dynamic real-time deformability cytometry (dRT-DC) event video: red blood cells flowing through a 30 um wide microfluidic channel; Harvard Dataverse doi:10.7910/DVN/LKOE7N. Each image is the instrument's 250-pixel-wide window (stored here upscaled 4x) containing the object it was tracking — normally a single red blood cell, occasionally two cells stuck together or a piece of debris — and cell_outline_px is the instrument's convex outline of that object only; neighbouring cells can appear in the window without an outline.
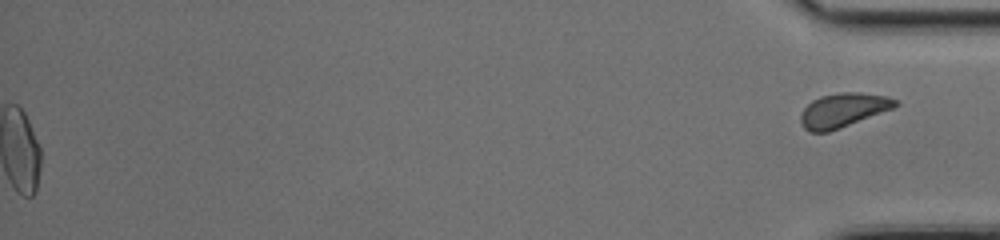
{"species": "common noctule bat (a hibernating species)", "species_latin": "Nyctalus noctula", "temperature_condition": "cold", "stored_images_in_passage": 42, "segment_of_instrument_passage": [2, 2], "camera_frame_rate_fps": 3000, "um_per_image_px": 0.085, "animal": {"sex": "female", "body_mass_g": 17.0, "forearm_length_mm": 48.0}, "frame": {"image": 1, "passage_image": 42, "time_ms": 13.667, "image_size_px": [1000, 240], "cell_outline_px": [[900, 104], [892, 108], [828, 132], [808, 132], [800, 124], [800, 116], [804, 108], [812, 100], [820, 96], [840, 92], [860, 92], [888, 96], [900, 100]], "centroid_in_image_um": [71.65, 9.35], "position_along_channel_um": 363.5, "area_um2": 18.79}}